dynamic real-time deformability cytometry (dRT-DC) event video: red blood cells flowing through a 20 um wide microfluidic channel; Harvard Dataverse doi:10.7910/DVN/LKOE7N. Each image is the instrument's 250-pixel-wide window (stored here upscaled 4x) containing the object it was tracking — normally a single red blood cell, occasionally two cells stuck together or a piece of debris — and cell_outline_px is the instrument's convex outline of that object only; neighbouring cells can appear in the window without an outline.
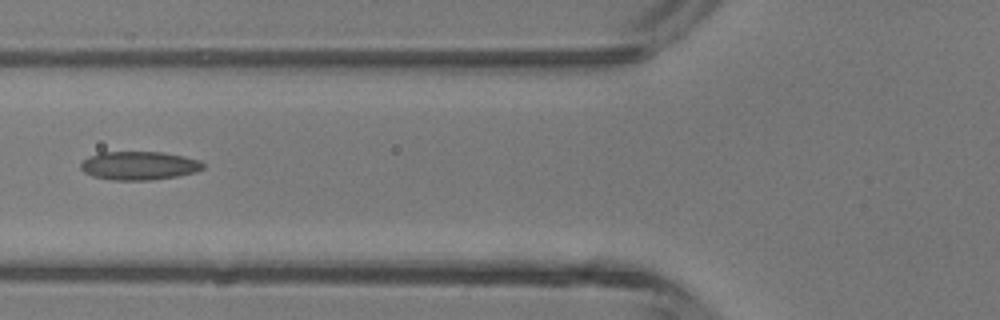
{"species": "common noctule bat (a hibernating species)", "species_latin": "Nyctalus noctula", "temperature_condition": "room temperature", "stored_images_in_passage": 4, "camera_frame_rate_fps": 3000, "um_per_image_px": 0.085, "animal": {"sex": "male", "body_mass_g": 13.3}, "frame": {"image": 1, "passage_image": 3, "time_ms": 2.333, "image_size_px": [1000, 320], "cell_outline_px": [[204, 168], [196, 172], [176, 176], [152, 180], [112, 180], [92, 176], [84, 172], [80, 168], [80, 164], [88, 156], [100, 152], [160, 152], [184, 156], [200, 160], [204, 164]], "centroid_in_image_um": [11.81, 14.08], "position_along_channel_um": 114.0, "area_um2": 20.4}}
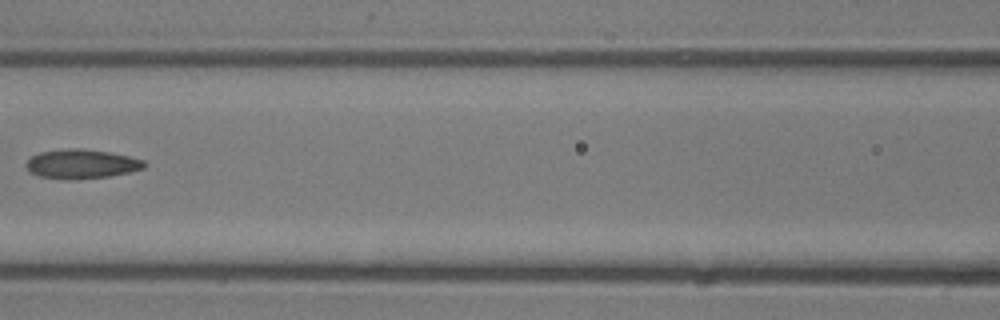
{"frame": {"image": 2, "passage_image": 4, "time_ms": 3.333, "image_size_px": [1000, 320], "cell_outline_px": [[148, 164], [144, 168], [128, 172], [108, 176], [72, 180], [60, 180], [40, 176], [32, 172], [24, 164], [32, 156], [40, 152], [68, 148], [80, 148], [108, 152], [128, 156], [144, 160]], "centroid_in_image_um": [6.93, 13.94], "position_along_channel_um": 159.7, "area_um2": 20.11}}